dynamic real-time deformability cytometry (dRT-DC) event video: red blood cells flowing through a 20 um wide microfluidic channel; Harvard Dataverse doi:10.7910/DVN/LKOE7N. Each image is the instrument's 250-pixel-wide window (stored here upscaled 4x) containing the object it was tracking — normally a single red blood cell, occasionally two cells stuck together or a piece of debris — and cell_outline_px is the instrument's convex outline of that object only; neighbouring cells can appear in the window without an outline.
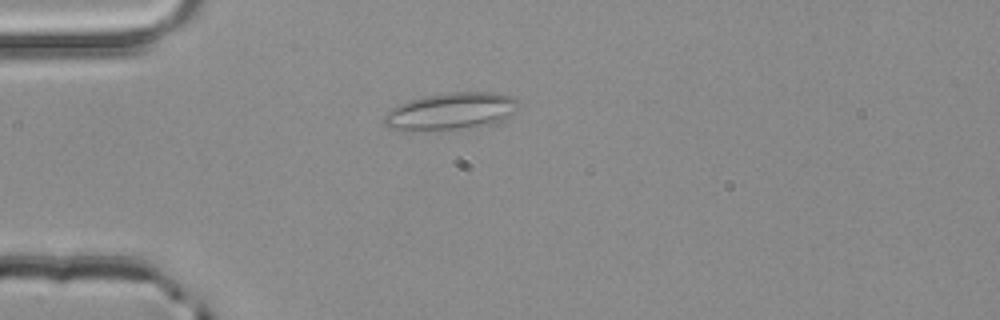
{"species": "common noctule bat (a hibernating species)", "species_latin": "Nyctalus noctula", "temperature_condition": "room temperature", "stored_images_in_passage": 4, "camera_frame_rate_fps": 3000, "um_per_image_px": 0.085, "animal": {"sex": "male", "body_mass_g": 20.4}, "frame": {"image": 1, "passage_image": 4, "time_ms": 1.0, "image_size_px": [1000, 320], "cell_outline_px": [[520, 108], [496, 124], [456, 128], [404, 132], [388, 128], [384, 124], [384, 116], [392, 108], [408, 100], [428, 96], [452, 92], [496, 92], [516, 96], [520, 100]], "centroid_in_image_um": [38.37, 9.46], "position_along_channel_um": 46.6, "area_um2": 29.42}}